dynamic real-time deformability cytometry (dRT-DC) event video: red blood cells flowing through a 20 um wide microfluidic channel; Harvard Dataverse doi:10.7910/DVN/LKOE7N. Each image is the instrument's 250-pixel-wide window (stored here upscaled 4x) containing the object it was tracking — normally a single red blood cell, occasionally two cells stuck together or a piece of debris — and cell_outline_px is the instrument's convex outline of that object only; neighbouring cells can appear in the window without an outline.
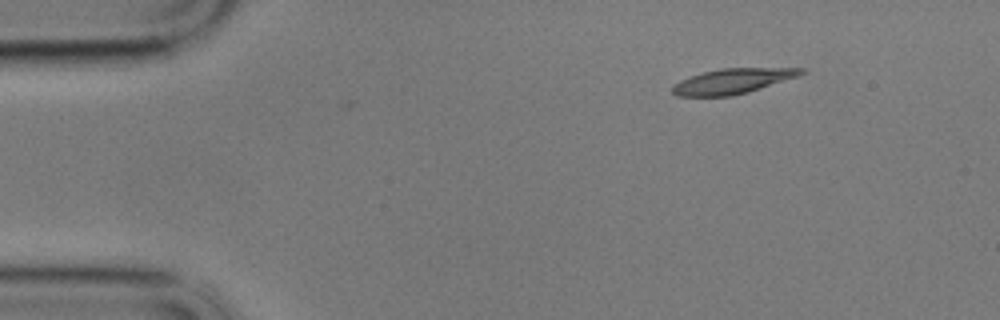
{"species": "common noctule bat (a hibernating species)", "species_latin": "Nyctalus noctula", "temperature_condition": "cold", "stored_images_in_passage": 46, "camera_frame_rate_fps": 3000, "um_per_image_px": 0.085, "animal": {"sex": "male", "body_mass_g": 17.9}, "frame": {"image": 1, "passage_image": 1, "time_ms": 0.0, "image_size_px": [1000, 320], "cell_outline_px": [[804, 72], [800, 76], [748, 92], [732, 96], [676, 96], [672, 92], [672, 84], [680, 80], [704, 72], [720, 68], [804, 68]], "centroid_in_image_um": [62.27, 6.9], "position_along_channel_um": 22.7, "area_um2": 18.84}}
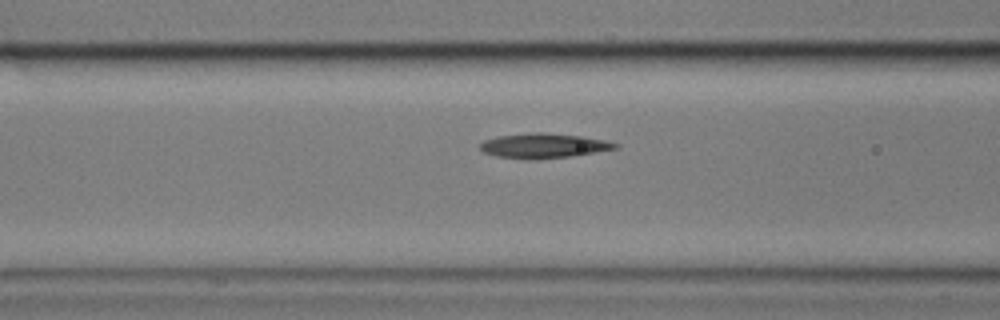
{"frame": {"image": 2, "passage_image": 16, "time_ms": 5.0, "image_size_px": [1000, 320], "cell_outline_px": [[620, 148], [568, 156], [536, 160], [532, 160], [496, 156], [484, 152], [480, 148], [480, 144], [484, 140], [496, 136], [536, 132], [544, 132], [584, 136], [604, 140], [620, 144]], "centroid_in_image_um": [46.21, 12.38], "position_along_channel_um": 120.4, "area_um2": 19.54}}
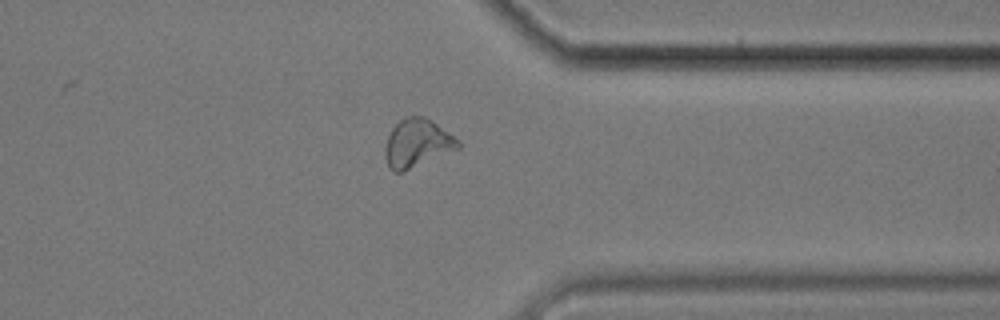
{"frame": {"image": 3, "passage_image": 39, "time_ms": 12.667, "image_size_px": [1000, 320], "cell_outline_px": [[460, 148], [404, 172], [392, 172], [388, 168], [384, 156], [384, 148], [388, 136], [392, 128], [400, 120], [408, 116], [424, 116], [460, 140]], "centroid_in_image_um": [35.43, 12.21], "position_along_channel_um": 376.0, "area_um2": 20.63}}